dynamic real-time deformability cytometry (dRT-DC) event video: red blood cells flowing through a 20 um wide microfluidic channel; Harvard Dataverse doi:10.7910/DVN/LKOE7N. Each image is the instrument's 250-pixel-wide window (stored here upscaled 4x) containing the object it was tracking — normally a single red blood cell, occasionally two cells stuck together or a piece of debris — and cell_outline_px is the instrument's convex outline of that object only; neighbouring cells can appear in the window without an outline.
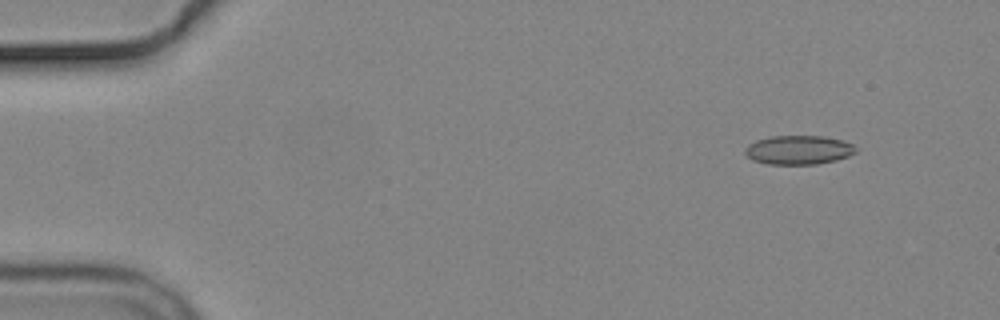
{"species": "common noctule bat (a hibernating species)", "species_latin": "Nyctalus noctula", "temperature_condition": "cold", "stored_images_in_passage": 3, "camera_frame_rate_fps": 3000, "um_per_image_px": 0.085, "animal": {"sex": "male", "body_mass_g": 19.2, "forearm_length_mm": 51.8}, "frame": {"image": 1, "passage_image": 2, "time_ms": 1.333, "image_size_px": [1000, 320], "cell_outline_px": [[856, 152], [848, 156], [836, 160], [816, 164], [768, 164], [752, 160], [744, 152], [744, 148], [748, 144], [756, 140], [772, 136], [824, 136], [840, 140], [852, 144], [856, 148]], "centroid_in_image_um": [67.85, 12.74], "position_along_channel_um": 17.2, "area_um2": 18.67}}